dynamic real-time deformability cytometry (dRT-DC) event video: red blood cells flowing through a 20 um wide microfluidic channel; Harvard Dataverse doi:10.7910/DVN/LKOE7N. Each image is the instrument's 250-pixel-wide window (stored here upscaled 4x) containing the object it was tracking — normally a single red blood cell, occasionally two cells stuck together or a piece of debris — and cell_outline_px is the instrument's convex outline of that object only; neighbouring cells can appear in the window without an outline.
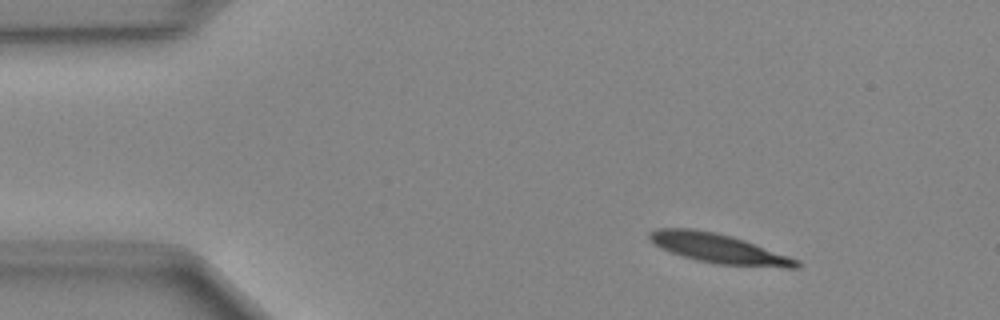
{"species": "Egyptian fruit bat (a non-hibernating species)", "species_latin": "Rousettus aegyptiacus", "temperature_condition": "cold", "stored_images_in_passage": 48, "camera_frame_rate_fps": 3000, "um_per_image_px": 0.085, "animal": {"sex": "female"}, "frame": {"image": 1, "passage_image": 6, "time_ms": 1.667, "image_size_px": [1000, 320], "cell_outline_px": [[800, 268], [784, 268], [716, 264], [696, 260], [660, 248], [652, 244], [648, 240], [648, 232], [656, 228], [692, 228], [716, 232], [732, 236], [744, 240], [800, 260]], "centroid_in_image_um": [61.06, 21.12], "position_along_channel_um": 23.9, "area_um2": 25.49}}
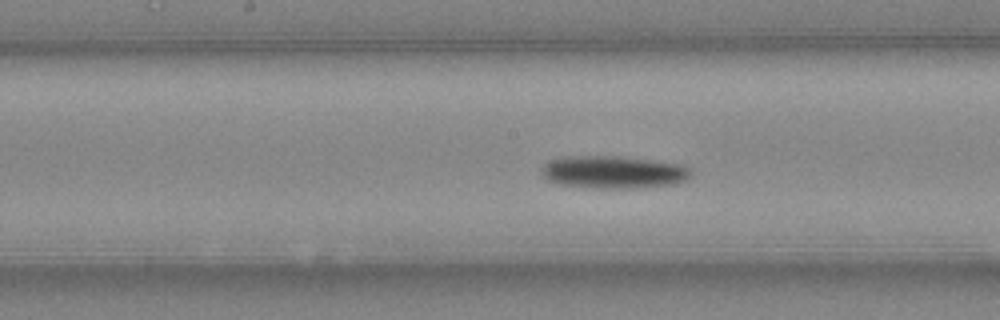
{"frame": {"image": 2, "passage_image": 24, "time_ms": 7.667, "image_size_px": [1000, 320], "cell_outline_px": [[692, 172], [684, 180], [676, 184], [636, 188], [596, 188], [560, 184], [548, 180], [540, 172], [540, 168], [548, 160], [568, 156], [616, 156], [684, 164]], "centroid_in_image_um": [52.11, 14.63], "position_along_channel_um": 196.1, "area_um2": 28.38}}
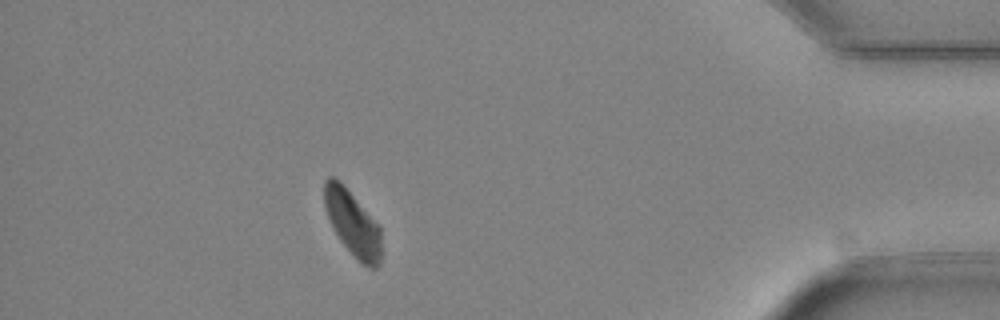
{"frame": {"image": 3, "passage_image": 43, "time_ms": 14.0, "image_size_px": [1000, 320], "cell_outline_px": [[380, 264], [376, 268], [368, 268], [360, 264], [340, 240], [328, 216], [324, 204], [324, 180], [328, 176], [332, 176], [380, 224]], "centroid_in_image_um": [29.99, 19.05], "position_along_channel_um": 405.2, "area_um2": 21.21}}